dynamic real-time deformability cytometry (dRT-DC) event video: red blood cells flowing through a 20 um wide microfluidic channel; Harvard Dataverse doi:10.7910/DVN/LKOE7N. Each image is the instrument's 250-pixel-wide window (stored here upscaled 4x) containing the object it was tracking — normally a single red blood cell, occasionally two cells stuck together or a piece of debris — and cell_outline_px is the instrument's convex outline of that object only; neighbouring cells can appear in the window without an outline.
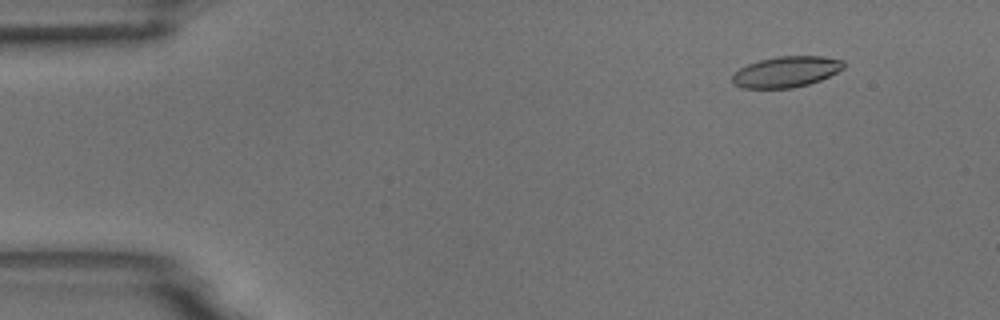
{"species": "common noctule bat (a hibernating species)", "species_latin": "Nyctalus noctula", "temperature_condition": "room temperature", "stored_images_in_passage": 5, "camera_frame_rate_fps": 3000, "um_per_image_px": 0.085, "animal": {"sex": "male", "body_mass_g": 18.8}, "frame": {"image": 1, "passage_image": 2, "time_ms": 0.333, "image_size_px": [1000, 320], "cell_outline_px": [[844, 68], [820, 80], [808, 84], [792, 88], [744, 88], [732, 84], [732, 76], [740, 68], [748, 64], [760, 60], [776, 56], [824, 56], [844, 60]], "centroid_in_image_um": [66.83, 6.1], "position_along_channel_um": 18.2, "area_um2": 20.0}}
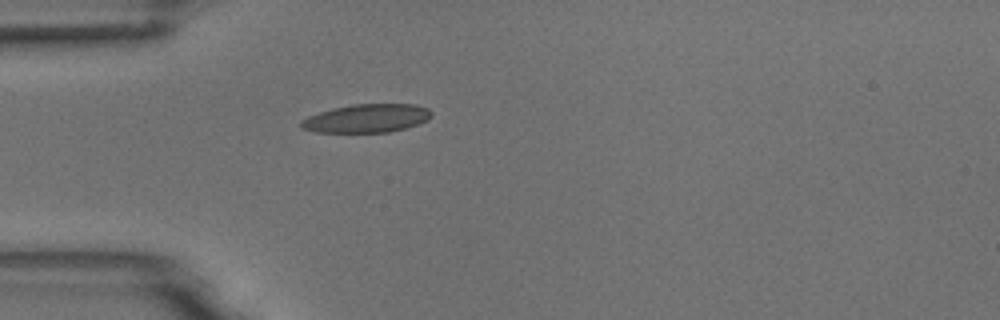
{"frame": {"image": 2, "passage_image": 5, "time_ms": 1.333, "image_size_px": [1000, 320], "cell_outline_px": [[432, 116], [428, 120], [404, 128], [388, 132], [316, 132], [300, 128], [300, 120], [308, 116], [332, 108], [352, 104], [416, 104], [428, 108], [432, 112]], "centroid_in_image_um": [31.16, 10.05], "position_along_channel_um": 53.8, "area_um2": 21.62}}